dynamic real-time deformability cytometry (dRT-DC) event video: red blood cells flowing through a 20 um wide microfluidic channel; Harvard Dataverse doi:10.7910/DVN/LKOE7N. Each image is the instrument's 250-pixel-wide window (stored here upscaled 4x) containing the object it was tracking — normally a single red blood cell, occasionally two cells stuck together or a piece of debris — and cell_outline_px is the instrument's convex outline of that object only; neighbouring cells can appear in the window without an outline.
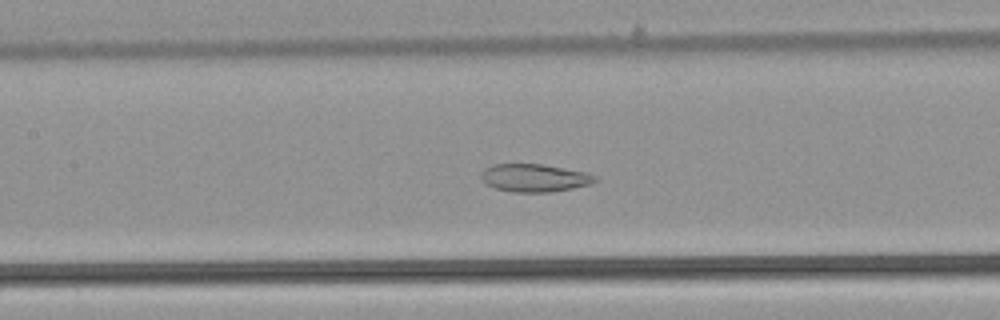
{"species": "common noctule bat (a hibernating species)", "species_latin": "Nyctalus noctula", "temperature_condition": "warm", "stored_images_in_passage": 48, "camera_frame_rate_fps": 3000, "um_per_image_px": 0.085, "animal": {"sex": "male", "body_mass_g": 21.5, "forearm_length_mm": 52.0}, "frame": {"image": 1, "passage_image": 25, "time_ms": 8.0, "image_size_px": [1000, 320], "cell_outline_px": [[596, 180], [592, 184], [552, 192], [512, 192], [496, 188], [488, 184], [480, 176], [480, 172], [484, 168], [492, 164], [540, 164], [584, 172], [596, 176]], "centroid_in_image_um": [45.4, 15.12], "position_along_channel_um": 162.0, "area_um2": 18.32}}
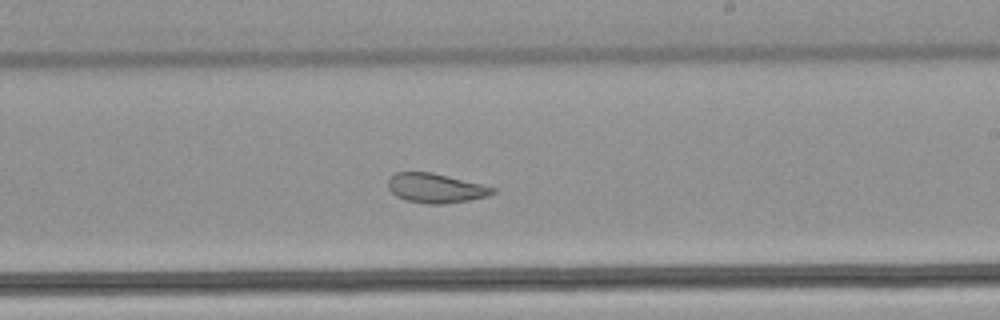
{"frame": {"image": 2, "passage_image": 32, "time_ms": 10.333, "image_size_px": [1000, 320], "cell_outline_px": [[496, 192], [488, 196], [468, 200], [444, 204], [428, 204], [404, 200], [396, 196], [388, 188], [388, 180], [396, 172], [432, 172], [496, 188]], "centroid_in_image_um": [37.02, 16.0], "position_along_channel_um": 252.0, "area_um2": 17.86}}
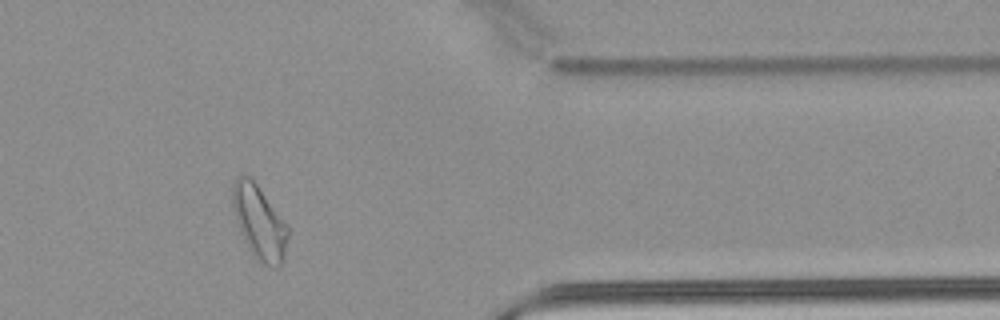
{"frame": {"image": 3, "passage_image": 44, "time_ms": 14.333, "image_size_px": [1000, 320], "cell_outline_px": [[288, 236], [284, 260], [280, 264], [272, 268], [260, 264], [244, 240], [240, 232], [236, 220], [232, 204], [232, 184], [236, 176], [248, 176], [256, 184], [288, 228]], "centroid_in_image_um": [22.02, 18.93], "position_along_channel_um": 389.4, "area_um2": 23.29}, "authors_computed_cell_mechanics": {"area_um2": 23.0333, "velocity_mm_per_s": 3.8763, "shape_relaxation_time_tau1_ms": null, "shape_relaxation_time_tau2_ms": 1.6092, "deformation_change_tau1": null, "deformation_change_tau2": 0.0815}}